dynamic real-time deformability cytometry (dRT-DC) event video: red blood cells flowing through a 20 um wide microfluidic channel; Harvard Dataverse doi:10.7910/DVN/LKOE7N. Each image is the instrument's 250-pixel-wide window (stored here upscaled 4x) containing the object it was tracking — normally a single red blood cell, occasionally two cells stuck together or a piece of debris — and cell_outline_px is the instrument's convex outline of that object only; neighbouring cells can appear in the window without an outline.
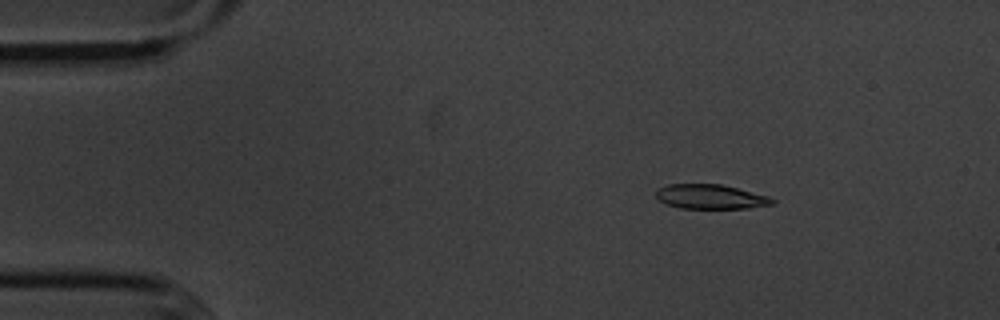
{"species": "common noctule bat (a hibernating species)", "species_latin": "Nyctalus noctula", "temperature_condition": "cold", "stored_images_in_passage": 15, "camera_frame_rate_fps": 3000, "um_per_image_px": 0.085, "animal": {"sex": "male", "body_mass_g": 20.1, "forearm_length_mm": 53.5}, "frame": {"image": 1, "passage_image": 3, "time_ms": 2.333, "image_size_px": [1000, 320], "cell_outline_px": [[776, 204], [748, 208], [680, 208], [668, 204], [660, 200], [656, 196], [656, 188], [668, 184], [720, 184], [768, 196], [776, 200]], "centroid_in_image_um": [60.4, 16.72], "position_along_channel_um": 24.6, "area_um2": 16.53}}
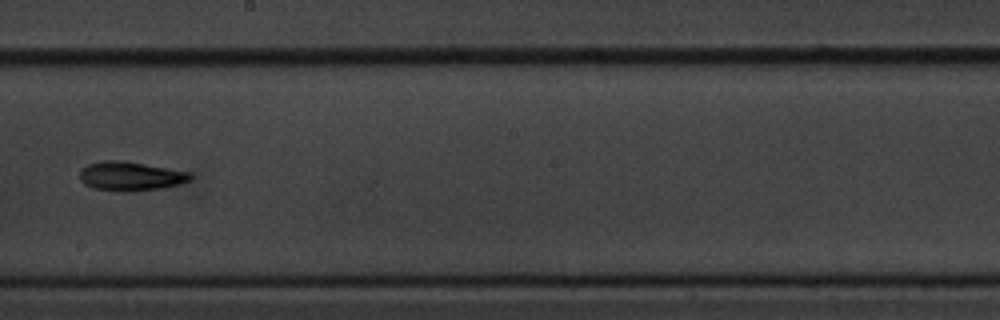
{"frame": {"image": 2, "passage_image": 9, "time_ms": 10.0, "image_size_px": [1000, 320], "cell_outline_px": [[192, 180], [180, 184], [164, 188], [128, 192], [124, 192], [92, 188], [84, 184], [80, 180], [80, 168], [88, 164], [104, 160], [120, 160], [168, 168], [188, 172], [192, 176]], "centroid_in_image_um": [11.08, 14.98], "position_along_channel_um": 237.1, "area_um2": 18.9}}
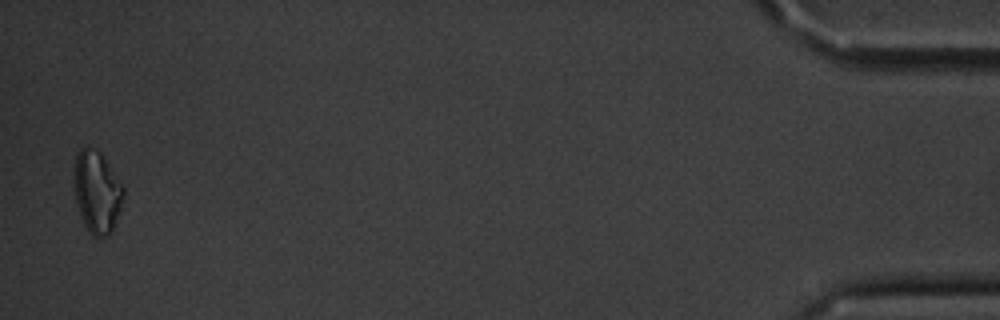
{"frame": {"image": 3, "passage_image": 15, "time_ms": 17.667, "image_size_px": [1000, 320], "cell_outline_px": [[124, 196], [120, 212], [112, 232], [108, 236], [92, 236], [88, 232], [80, 216], [76, 200], [72, 180], [72, 172], [76, 156], [80, 148], [88, 144], [96, 148], [104, 156], [124, 188]], "centroid_in_image_um": [8.22, 16.28], "position_along_channel_um": 427.0, "area_um2": 24.33}, "authors_computed_cell_mechanics": {"area_um2": 18.0914, "velocity_mm_per_s": 3.623, "shape_relaxation_time_tau1_ms": 1.5869, "shape_relaxation_time_tau2_ms": null, "deformation_change_tau1": 0.0801, "deformation_change_tau2": null}}